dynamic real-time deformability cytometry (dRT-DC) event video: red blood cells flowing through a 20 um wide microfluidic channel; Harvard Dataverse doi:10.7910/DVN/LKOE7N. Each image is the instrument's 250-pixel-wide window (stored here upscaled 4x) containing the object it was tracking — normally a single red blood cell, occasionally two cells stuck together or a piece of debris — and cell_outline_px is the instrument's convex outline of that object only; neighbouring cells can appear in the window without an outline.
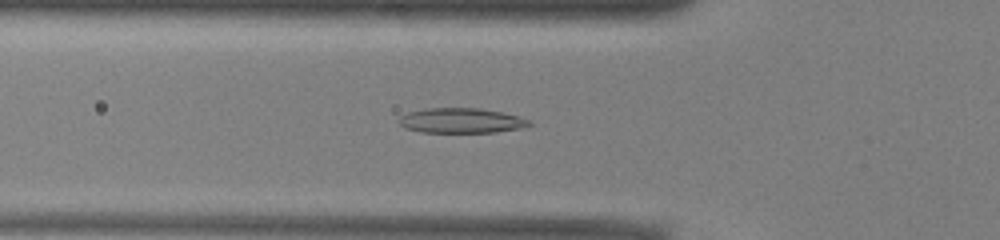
{"species": "common noctule bat (a hibernating species)", "species_latin": "Nyctalus noctula", "temperature_condition": "warm", "stored_images_in_passage": 51, "camera_frame_rate_fps": 3000, "um_per_image_px": 0.085, "animal": {"sex": "male", "body_mass_g": 13.0, "forearm_length_mm": 53.1}, "frame": {"image": 1, "passage_image": 17, "time_ms": 5.333, "image_size_px": [1000, 240], "cell_outline_px": [[532, 124], [524, 128], [496, 132], [420, 132], [404, 128], [400, 124], [400, 116], [408, 112], [428, 108], [480, 108], [504, 112], [532, 120]], "centroid_in_image_um": [39.26, 10.25], "position_along_channel_um": 86.5, "area_um2": 19.13}}
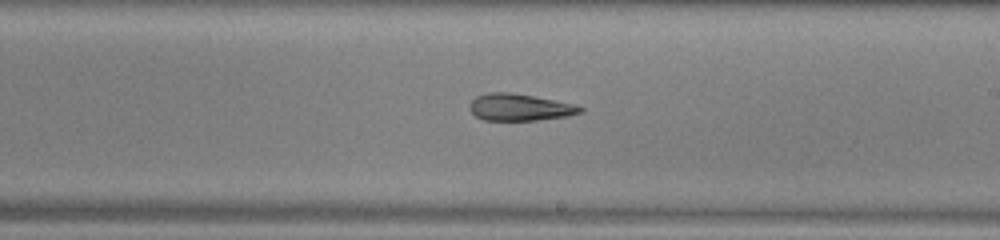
{"frame": {"image": 2, "passage_image": 29, "time_ms": 9.333, "image_size_px": [1000, 240], "cell_outline_px": [[584, 112], [568, 116], [536, 120], [484, 120], [476, 116], [468, 108], [472, 100], [476, 96], [488, 92], [508, 92], [532, 96], [572, 104], [584, 108]], "centroid_in_image_um": [44.15, 9.12], "position_along_channel_um": 244.8, "area_um2": 17.17}}
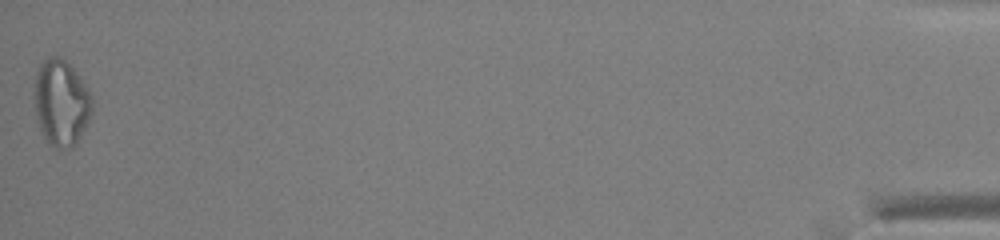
{"frame": {"image": 3, "passage_image": 51, "time_ms": 16.667, "image_size_px": [1000, 240], "cell_outline_px": [[92, 112], [76, 144], [68, 148], [56, 148], [48, 144], [44, 140], [40, 132], [36, 120], [36, 72], [40, 64], [44, 60], [52, 56], [60, 56], [72, 68], [84, 84], [92, 96]], "centroid_in_image_um": [5.19, 8.77], "position_along_channel_um": 430.0, "area_um2": 28.67}, "authors_computed_cell_mechanics": {"area_um2": 20.23, "velocity_mm_per_s": 3.9553, "shape_relaxation_time_tau1_ms": null, "shape_relaxation_time_tau2_ms": 6.9542, "deformation_change_tau1": null, "deformation_change_tau2": 0.2048}}